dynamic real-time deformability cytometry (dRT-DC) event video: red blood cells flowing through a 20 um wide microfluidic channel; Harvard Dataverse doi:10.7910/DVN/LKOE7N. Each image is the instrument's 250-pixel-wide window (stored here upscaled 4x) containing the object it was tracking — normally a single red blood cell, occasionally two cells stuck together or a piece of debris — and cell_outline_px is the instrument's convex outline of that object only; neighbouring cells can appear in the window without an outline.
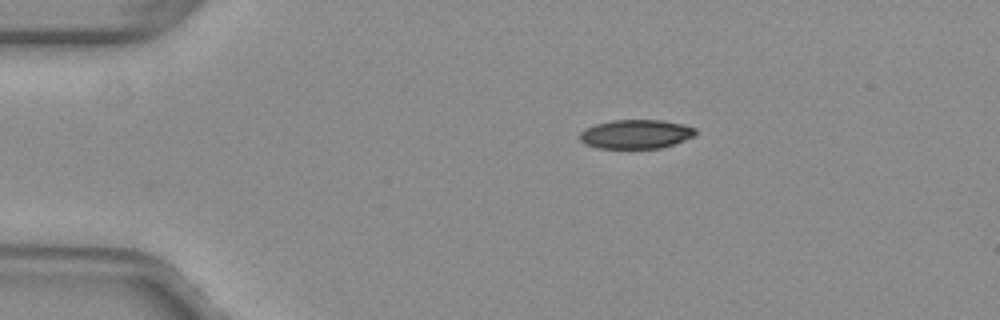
{"species": "common noctule bat (a hibernating species)", "species_latin": "Nyctalus noctula", "temperature_condition": "warm", "stored_images_in_passage": 31, "camera_frame_rate_fps": 3000, "um_per_image_px": 0.085, "animal": {"sex": "female", "body_mass_g": 29.2, "forearm_length_mm": 56.3}, "frame": {"image": 1, "passage_image": 1, "time_ms": 0.0, "image_size_px": [1000, 320], "cell_outline_px": [[696, 136], [660, 148], [596, 148], [584, 144], [580, 140], [580, 132], [584, 128], [596, 124], [612, 120], [664, 120], [684, 124], [696, 128]], "centroid_in_image_um": [54.05, 11.39], "position_along_channel_um": 31.0, "area_um2": 19.71}}
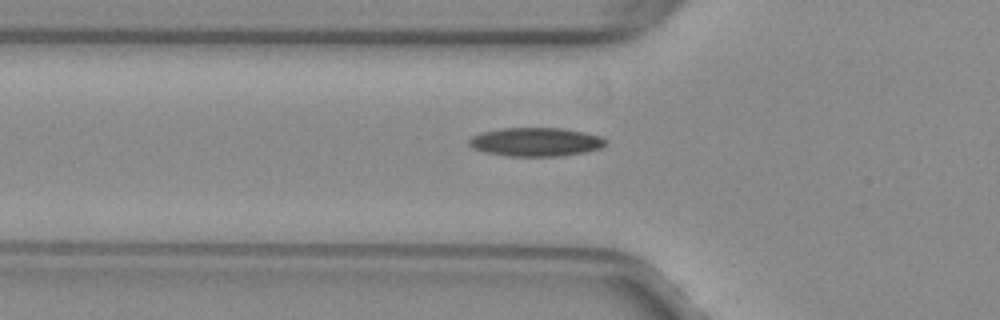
{"frame": {"image": 2, "passage_image": 9, "time_ms": 2.667, "image_size_px": [1000, 320], "cell_outline_px": [[604, 144], [600, 148], [584, 152], [560, 156], [508, 156], [484, 152], [468, 144], [468, 140], [472, 136], [484, 132], [504, 128], [560, 128], [584, 132], [600, 136], [604, 140]], "centroid_in_image_um": [45.52, 12.06], "position_along_channel_um": 80.3, "area_um2": 22.48}}
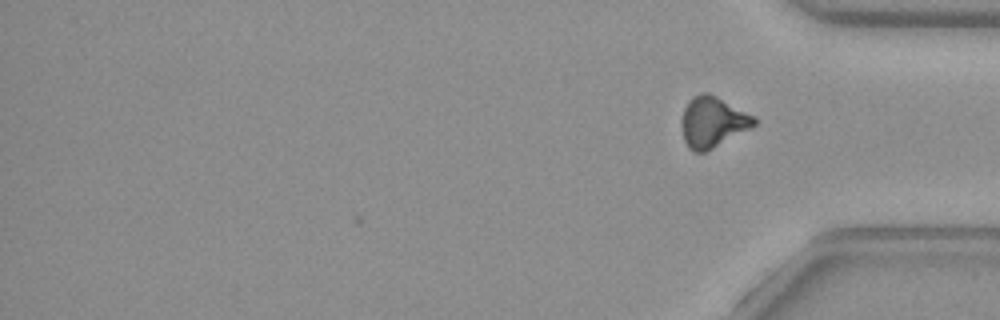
{"frame": {"image": 3, "passage_image": 31, "time_ms": 10.0, "image_size_px": [1000, 320], "cell_outline_px": [[756, 124], [752, 128], [704, 152], [692, 152], [688, 148], [684, 140], [680, 124], [680, 120], [684, 108], [688, 100], [692, 96], [700, 92], [708, 92], [756, 116]], "centroid_in_image_um": [60.55, 10.36], "position_along_channel_um": 374.6, "area_um2": 21.73}, "authors_computed_cell_mechanics": {"area_um2": 21.675, "velocity_mm_per_s": 4.0428, "shape_relaxation_time_tau1_ms": 7.9001, "shape_relaxation_time_tau2_ms": 5.3827, "deformation_change_tau1": 0.2065, "deformation_change_tau2": 0.1269}}